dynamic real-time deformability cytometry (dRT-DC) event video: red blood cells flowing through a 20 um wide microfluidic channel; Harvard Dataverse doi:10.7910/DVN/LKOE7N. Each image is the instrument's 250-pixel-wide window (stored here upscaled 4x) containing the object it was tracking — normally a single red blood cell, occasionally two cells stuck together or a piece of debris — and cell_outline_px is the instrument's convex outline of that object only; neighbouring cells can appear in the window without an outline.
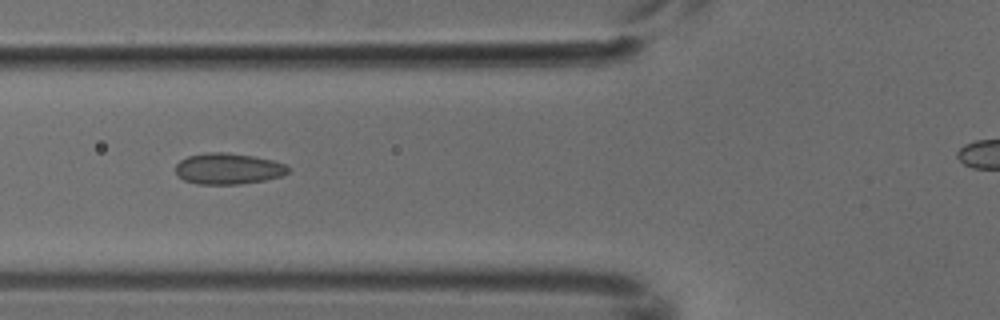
{"species": "common noctule bat (a hibernating species)", "species_latin": "Nyctalus noctula", "temperature_condition": "cold", "stored_images_in_passage": 5, "camera_frame_rate_fps": 3000, "um_per_image_px": 0.085, "animal": {"sex": "male", "body_mass_g": 18.8}, "frame": {"image": 1, "passage_image": 5, "time_ms": 1.333, "image_size_px": [1000, 320], "cell_outline_px": [[292, 168], [288, 172], [280, 176], [264, 180], [240, 184], [196, 184], [184, 180], [176, 176], [176, 164], [180, 160], [188, 156], [208, 152], [224, 152], [252, 156], [272, 160], [284, 164]], "centroid_in_image_um": [19.37, 14.34], "position_along_channel_um": 106.4, "area_um2": 20.4}}